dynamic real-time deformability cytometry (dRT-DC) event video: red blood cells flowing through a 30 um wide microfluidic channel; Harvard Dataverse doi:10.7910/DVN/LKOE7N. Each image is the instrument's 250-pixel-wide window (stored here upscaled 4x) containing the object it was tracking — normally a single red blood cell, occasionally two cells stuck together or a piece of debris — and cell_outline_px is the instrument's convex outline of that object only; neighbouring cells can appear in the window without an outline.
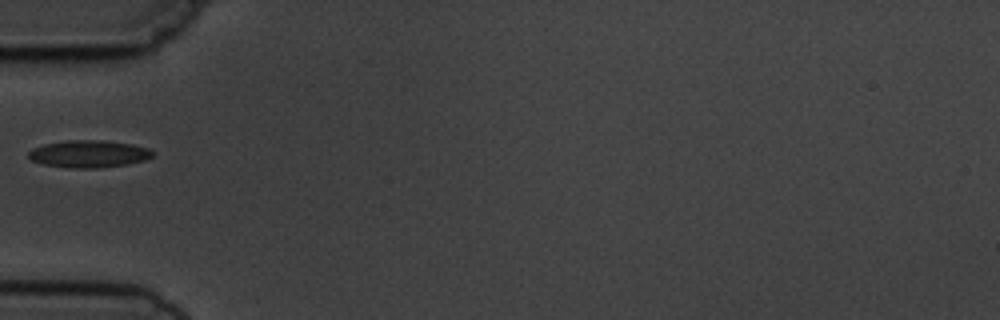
{"species": "common noctule bat (a hibernating species)", "species_latin": "Nyctalus noctula", "temperature_condition": "cold", "stored_images_in_passage": 1, "camera_frame_rate_fps": 3000, "um_per_image_px": 0.085, "animal": {"sex": "male", "body_mass_g": 19.5, "forearm_length_mm": 54.6}, "frame": {"image": 1, "passage_image": 1, "time_ms": 0.0, "image_size_px": [1000, 320], "cell_outline_px": [[152, 156], [144, 160], [128, 164], [96, 168], [68, 168], [44, 164], [32, 160], [28, 156], [28, 152], [32, 148], [44, 144], [68, 140], [104, 140], [132, 144], [148, 148], [152, 152]], "centroid_in_image_um": [7.53, 13.08], "position_along_channel_um": 77.5, "area_um2": 19.65}}